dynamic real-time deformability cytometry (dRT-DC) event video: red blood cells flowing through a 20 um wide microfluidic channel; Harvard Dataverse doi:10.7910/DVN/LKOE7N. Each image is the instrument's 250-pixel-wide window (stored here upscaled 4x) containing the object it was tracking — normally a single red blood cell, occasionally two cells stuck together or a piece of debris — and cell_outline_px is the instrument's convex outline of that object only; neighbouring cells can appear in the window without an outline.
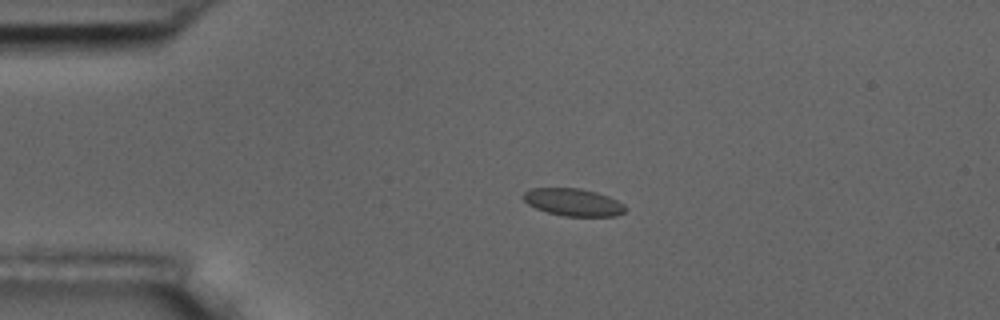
{"species": "common noctule bat (a hibernating species)", "species_latin": "Nyctalus noctula", "temperature_condition": "room temperature", "stored_images_in_passage": 3, "camera_frame_rate_fps": 3000, "um_per_image_px": 0.085, "animal": {"sex": "male", "body_mass_g": 17.5, "forearm_length_mm": 52.3}, "frame": {"image": 1, "passage_image": 2, "time_ms": 1.0, "image_size_px": [1000, 320], "cell_outline_px": [[628, 208], [624, 212], [616, 216], [564, 216], [548, 212], [536, 208], [528, 204], [520, 196], [524, 192], [532, 188], [580, 188], [596, 192], [608, 196], [624, 204]], "centroid_in_image_um": [48.72, 17.18], "position_along_channel_um": 36.3, "area_um2": 16.36}}